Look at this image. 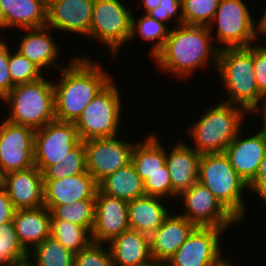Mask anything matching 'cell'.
Returning a JSON list of instances; mask_svg holds the SVG:
<instances>
[{
  "instance_id": "obj_24",
  "label": "cell",
  "mask_w": 266,
  "mask_h": 266,
  "mask_svg": "<svg viewBox=\"0 0 266 266\" xmlns=\"http://www.w3.org/2000/svg\"><path fill=\"white\" fill-rule=\"evenodd\" d=\"M109 247L114 266H142L153 261L150 252V236L127 229L113 238Z\"/></svg>"
},
{
  "instance_id": "obj_2",
  "label": "cell",
  "mask_w": 266,
  "mask_h": 266,
  "mask_svg": "<svg viewBox=\"0 0 266 266\" xmlns=\"http://www.w3.org/2000/svg\"><path fill=\"white\" fill-rule=\"evenodd\" d=\"M59 70L60 79L53 81L56 120L76 122L83 110L113 79L101 63L90 57L71 58Z\"/></svg>"
},
{
  "instance_id": "obj_9",
  "label": "cell",
  "mask_w": 266,
  "mask_h": 266,
  "mask_svg": "<svg viewBox=\"0 0 266 266\" xmlns=\"http://www.w3.org/2000/svg\"><path fill=\"white\" fill-rule=\"evenodd\" d=\"M243 0H220L208 28L211 34L216 27L215 42L219 49L248 47L254 45V19ZM216 25V26H215ZM225 45V46H224Z\"/></svg>"
},
{
  "instance_id": "obj_25",
  "label": "cell",
  "mask_w": 266,
  "mask_h": 266,
  "mask_svg": "<svg viewBox=\"0 0 266 266\" xmlns=\"http://www.w3.org/2000/svg\"><path fill=\"white\" fill-rule=\"evenodd\" d=\"M163 200L145 195L128 201L129 228L151 236L171 213Z\"/></svg>"
},
{
  "instance_id": "obj_40",
  "label": "cell",
  "mask_w": 266,
  "mask_h": 266,
  "mask_svg": "<svg viewBox=\"0 0 266 266\" xmlns=\"http://www.w3.org/2000/svg\"><path fill=\"white\" fill-rule=\"evenodd\" d=\"M9 44L0 39V97L3 99L15 86L11 81L9 73Z\"/></svg>"
},
{
  "instance_id": "obj_33",
  "label": "cell",
  "mask_w": 266,
  "mask_h": 266,
  "mask_svg": "<svg viewBox=\"0 0 266 266\" xmlns=\"http://www.w3.org/2000/svg\"><path fill=\"white\" fill-rule=\"evenodd\" d=\"M87 171L86 152L84 143L81 141L62 163L47 167L43 172L44 181H52L65 177L81 174Z\"/></svg>"
},
{
  "instance_id": "obj_13",
  "label": "cell",
  "mask_w": 266,
  "mask_h": 266,
  "mask_svg": "<svg viewBox=\"0 0 266 266\" xmlns=\"http://www.w3.org/2000/svg\"><path fill=\"white\" fill-rule=\"evenodd\" d=\"M35 130L8 120L0 123L1 176L35 166Z\"/></svg>"
},
{
  "instance_id": "obj_23",
  "label": "cell",
  "mask_w": 266,
  "mask_h": 266,
  "mask_svg": "<svg viewBox=\"0 0 266 266\" xmlns=\"http://www.w3.org/2000/svg\"><path fill=\"white\" fill-rule=\"evenodd\" d=\"M13 224L20 244L29 253L50 236L51 212L46 206L16 209Z\"/></svg>"
},
{
  "instance_id": "obj_5",
  "label": "cell",
  "mask_w": 266,
  "mask_h": 266,
  "mask_svg": "<svg viewBox=\"0 0 266 266\" xmlns=\"http://www.w3.org/2000/svg\"><path fill=\"white\" fill-rule=\"evenodd\" d=\"M51 80V81H50ZM41 79L15 85L2 99L9 110L6 120L32 130L56 120L53 80Z\"/></svg>"
},
{
  "instance_id": "obj_50",
  "label": "cell",
  "mask_w": 266,
  "mask_h": 266,
  "mask_svg": "<svg viewBox=\"0 0 266 266\" xmlns=\"http://www.w3.org/2000/svg\"><path fill=\"white\" fill-rule=\"evenodd\" d=\"M259 110H266V95L264 96L263 103Z\"/></svg>"
},
{
  "instance_id": "obj_7",
  "label": "cell",
  "mask_w": 266,
  "mask_h": 266,
  "mask_svg": "<svg viewBox=\"0 0 266 266\" xmlns=\"http://www.w3.org/2000/svg\"><path fill=\"white\" fill-rule=\"evenodd\" d=\"M113 80L96 95L75 122L81 141L118 136L124 105L120 98L122 94Z\"/></svg>"
},
{
  "instance_id": "obj_18",
  "label": "cell",
  "mask_w": 266,
  "mask_h": 266,
  "mask_svg": "<svg viewBox=\"0 0 266 266\" xmlns=\"http://www.w3.org/2000/svg\"><path fill=\"white\" fill-rule=\"evenodd\" d=\"M2 187L16 209L44 206L43 174L36 166L3 175Z\"/></svg>"
},
{
  "instance_id": "obj_41",
  "label": "cell",
  "mask_w": 266,
  "mask_h": 266,
  "mask_svg": "<svg viewBox=\"0 0 266 266\" xmlns=\"http://www.w3.org/2000/svg\"><path fill=\"white\" fill-rule=\"evenodd\" d=\"M254 74L259 91L266 95V45H253Z\"/></svg>"
},
{
  "instance_id": "obj_38",
  "label": "cell",
  "mask_w": 266,
  "mask_h": 266,
  "mask_svg": "<svg viewBox=\"0 0 266 266\" xmlns=\"http://www.w3.org/2000/svg\"><path fill=\"white\" fill-rule=\"evenodd\" d=\"M145 194L161 197L166 201L172 199V186L169 171H157L143 181ZM167 197V200H166Z\"/></svg>"
},
{
  "instance_id": "obj_49",
  "label": "cell",
  "mask_w": 266,
  "mask_h": 266,
  "mask_svg": "<svg viewBox=\"0 0 266 266\" xmlns=\"http://www.w3.org/2000/svg\"><path fill=\"white\" fill-rule=\"evenodd\" d=\"M142 266H165V264L160 263V262H156V261H152L151 263L145 264V265H142Z\"/></svg>"
},
{
  "instance_id": "obj_48",
  "label": "cell",
  "mask_w": 266,
  "mask_h": 266,
  "mask_svg": "<svg viewBox=\"0 0 266 266\" xmlns=\"http://www.w3.org/2000/svg\"><path fill=\"white\" fill-rule=\"evenodd\" d=\"M9 266H34L28 259L19 263L11 264Z\"/></svg>"
},
{
  "instance_id": "obj_4",
  "label": "cell",
  "mask_w": 266,
  "mask_h": 266,
  "mask_svg": "<svg viewBox=\"0 0 266 266\" xmlns=\"http://www.w3.org/2000/svg\"><path fill=\"white\" fill-rule=\"evenodd\" d=\"M213 106L187 130L195 144L192 148L200 155L224 153L243 129L244 118L249 115L246 109L229 103L219 102Z\"/></svg>"
},
{
  "instance_id": "obj_36",
  "label": "cell",
  "mask_w": 266,
  "mask_h": 266,
  "mask_svg": "<svg viewBox=\"0 0 266 266\" xmlns=\"http://www.w3.org/2000/svg\"><path fill=\"white\" fill-rule=\"evenodd\" d=\"M9 53V73L14 85L32 82L41 79L43 71L27 57L18 51Z\"/></svg>"
},
{
  "instance_id": "obj_17",
  "label": "cell",
  "mask_w": 266,
  "mask_h": 266,
  "mask_svg": "<svg viewBox=\"0 0 266 266\" xmlns=\"http://www.w3.org/2000/svg\"><path fill=\"white\" fill-rule=\"evenodd\" d=\"M127 207L128 201L108 196L97 190L92 241L107 244L129 229Z\"/></svg>"
},
{
  "instance_id": "obj_21",
  "label": "cell",
  "mask_w": 266,
  "mask_h": 266,
  "mask_svg": "<svg viewBox=\"0 0 266 266\" xmlns=\"http://www.w3.org/2000/svg\"><path fill=\"white\" fill-rule=\"evenodd\" d=\"M98 182L86 171L62 179L44 181V205H65L95 199Z\"/></svg>"
},
{
  "instance_id": "obj_26",
  "label": "cell",
  "mask_w": 266,
  "mask_h": 266,
  "mask_svg": "<svg viewBox=\"0 0 266 266\" xmlns=\"http://www.w3.org/2000/svg\"><path fill=\"white\" fill-rule=\"evenodd\" d=\"M6 29L40 28L47 24V0H0Z\"/></svg>"
},
{
  "instance_id": "obj_44",
  "label": "cell",
  "mask_w": 266,
  "mask_h": 266,
  "mask_svg": "<svg viewBox=\"0 0 266 266\" xmlns=\"http://www.w3.org/2000/svg\"><path fill=\"white\" fill-rule=\"evenodd\" d=\"M259 21H254V36L255 42L259 40V35H266V9Z\"/></svg>"
},
{
  "instance_id": "obj_15",
  "label": "cell",
  "mask_w": 266,
  "mask_h": 266,
  "mask_svg": "<svg viewBox=\"0 0 266 266\" xmlns=\"http://www.w3.org/2000/svg\"><path fill=\"white\" fill-rule=\"evenodd\" d=\"M95 0H47V24L54 31L88 36Z\"/></svg>"
},
{
  "instance_id": "obj_34",
  "label": "cell",
  "mask_w": 266,
  "mask_h": 266,
  "mask_svg": "<svg viewBox=\"0 0 266 266\" xmlns=\"http://www.w3.org/2000/svg\"><path fill=\"white\" fill-rule=\"evenodd\" d=\"M28 259L20 244L13 222L0 224V266H9Z\"/></svg>"
},
{
  "instance_id": "obj_27",
  "label": "cell",
  "mask_w": 266,
  "mask_h": 266,
  "mask_svg": "<svg viewBox=\"0 0 266 266\" xmlns=\"http://www.w3.org/2000/svg\"><path fill=\"white\" fill-rule=\"evenodd\" d=\"M157 134H150L144 141H136L132 151L131 163L141 180L157 171H168L166 166V147L161 144Z\"/></svg>"
},
{
  "instance_id": "obj_12",
  "label": "cell",
  "mask_w": 266,
  "mask_h": 266,
  "mask_svg": "<svg viewBox=\"0 0 266 266\" xmlns=\"http://www.w3.org/2000/svg\"><path fill=\"white\" fill-rule=\"evenodd\" d=\"M180 197L184 210L179 214L197 227L229 228L240 223L199 181L183 191Z\"/></svg>"
},
{
  "instance_id": "obj_28",
  "label": "cell",
  "mask_w": 266,
  "mask_h": 266,
  "mask_svg": "<svg viewBox=\"0 0 266 266\" xmlns=\"http://www.w3.org/2000/svg\"><path fill=\"white\" fill-rule=\"evenodd\" d=\"M98 190L108 196L126 201L146 195L143 181L132 163L101 179L98 182Z\"/></svg>"
},
{
  "instance_id": "obj_43",
  "label": "cell",
  "mask_w": 266,
  "mask_h": 266,
  "mask_svg": "<svg viewBox=\"0 0 266 266\" xmlns=\"http://www.w3.org/2000/svg\"><path fill=\"white\" fill-rule=\"evenodd\" d=\"M16 208L13 206L7 191L0 187V224L13 222Z\"/></svg>"
},
{
  "instance_id": "obj_47",
  "label": "cell",
  "mask_w": 266,
  "mask_h": 266,
  "mask_svg": "<svg viewBox=\"0 0 266 266\" xmlns=\"http://www.w3.org/2000/svg\"><path fill=\"white\" fill-rule=\"evenodd\" d=\"M256 113L261 114V118L263 120V128L266 130V110H258Z\"/></svg>"
},
{
  "instance_id": "obj_22",
  "label": "cell",
  "mask_w": 266,
  "mask_h": 266,
  "mask_svg": "<svg viewBox=\"0 0 266 266\" xmlns=\"http://www.w3.org/2000/svg\"><path fill=\"white\" fill-rule=\"evenodd\" d=\"M23 30L27 33L20 37V45L16 51L36 64L44 73L51 68L59 71L62 68V65L56 62L60 57L59 44H56L51 36L50 30H53L48 26Z\"/></svg>"
},
{
  "instance_id": "obj_52",
  "label": "cell",
  "mask_w": 266,
  "mask_h": 266,
  "mask_svg": "<svg viewBox=\"0 0 266 266\" xmlns=\"http://www.w3.org/2000/svg\"><path fill=\"white\" fill-rule=\"evenodd\" d=\"M2 186V176L0 174V187Z\"/></svg>"
},
{
  "instance_id": "obj_20",
  "label": "cell",
  "mask_w": 266,
  "mask_h": 266,
  "mask_svg": "<svg viewBox=\"0 0 266 266\" xmlns=\"http://www.w3.org/2000/svg\"><path fill=\"white\" fill-rule=\"evenodd\" d=\"M169 151L166 150V166L170 173L172 198L176 199L198 182L201 155L182 140Z\"/></svg>"
},
{
  "instance_id": "obj_19",
  "label": "cell",
  "mask_w": 266,
  "mask_h": 266,
  "mask_svg": "<svg viewBox=\"0 0 266 266\" xmlns=\"http://www.w3.org/2000/svg\"><path fill=\"white\" fill-rule=\"evenodd\" d=\"M177 213L171 212L150 236V252L153 261L166 264L197 228L195 224L181 216L179 212Z\"/></svg>"
},
{
  "instance_id": "obj_35",
  "label": "cell",
  "mask_w": 266,
  "mask_h": 266,
  "mask_svg": "<svg viewBox=\"0 0 266 266\" xmlns=\"http://www.w3.org/2000/svg\"><path fill=\"white\" fill-rule=\"evenodd\" d=\"M220 0H181L184 25L209 26Z\"/></svg>"
},
{
  "instance_id": "obj_39",
  "label": "cell",
  "mask_w": 266,
  "mask_h": 266,
  "mask_svg": "<svg viewBox=\"0 0 266 266\" xmlns=\"http://www.w3.org/2000/svg\"><path fill=\"white\" fill-rule=\"evenodd\" d=\"M150 17L165 24L175 20L174 24L182 25L181 0H161L159 6L147 13ZM167 22V23H166Z\"/></svg>"
},
{
  "instance_id": "obj_51",
  "label": "cell",
  "mask_w": 266,
  "mask_h": 266,
  "mask_svg": "<svg viewBox=\"0 0 266 266\" xmlns=\"http://www.w3.org/2000/svg\"><path fill=\"white\" fill-rule=\"evenodd\" d=\"M224 266H237V265H234L232 262L228 261Z\"/></svg>"
},
{
  "instance_id": "obj_37",
  "label": "cell",
  "mask_w": 266,
  "mask_h": 266,
  "mask_svg": "<svg viewBox=\"0 0 266 266\" xmlns=\"http://www.w3.org/2000/svg\"><path fill=\"white\" fill-rule=\"evenodd\" d=\"M104 245L107 246L106 243L92 241L75 254L74 266H114L110 249Z\"/></svg>"
},
{
  "instance_id": "obj_3",
  "label": "cell",
  "mask_w": 266,
  "mask_h": 266,
  "mask_svg": "<svg viewBox=\"0 0 266 266\" xmlns=\"http://www.w3.org/2000/svg\"><path fill=\"white\" fill-rule=\"evenodd\" d=\"M216 71L228 95L223 102L240 106L250 115L260 109L264 95L259 91L255 79L253 45L221 49Z\"/></svg>"
},
{
  "instance_id": "obj_10",
  "label": "cell",
  "mask_w": 266,
  "mask_h": 266,
  "mask_svg": "<svg viewBox=\"0 0 266 266\" xmlns=\"http://www.w3.org/2000/svg\"><path fill=\"white\" fill-rule=\"evenodd\" d=\"M228 228L197 227L165 266H224L221 235Z\"/></svg>"
},
{
  "instance_id": "obj_11",
  "label": "cell",
  "mask_w": 266,
  "mask_h": 266,
  "mask_svg": "<svg viewBox=\"0 0 266 266\" xmlns=\"http://www.w3.org/2000/svg\"><path fill=\"white\" fill-rule=\"evenodd\" d=\"M80 142L74 122H49L35 130V166L43 172L49 166L62 163Z\"/></svg>"
},
{
  "instance_id": "obj_32",
  "label": "cell",
  "mask_w": 266,
  "mask_h": 266,
  "mask_svg": "<svg viewBox=\"0 0 266 266\" xmlns=\"http://www.w3.org/2000/svg\"><path fill=\"white\" fill-rule=\"evenodd\" d=\"M50 236L74 254L92 242L91 232L86 227L59 219H51Z\"/></svg>"
},
{
  "instance_id": "obj_46",
  "label": "cell",
  "mask_w": 266,
  "mask_h": 266,
  "mask_svg": "<svg viewBox=\"0 0 266 266\" xmlns=\"http://www.w3.org/2000/svg\"><path fill=\"white\" fill-rule=\"evenodd\" d=\"M6 29V21H5V15L3 13V9L0 5V30Z\"/></svg>"
},
{
  "instance_id": "obj_6",
  "label": "cell",
  "mask_w": 266,
  "mask_h": 266,
  "mask_svg": "<svg viewBox=\"0 0 266 266\" xmlns=\"http://www.w3.org/2000/svg\"><path fill=\"white\" fill-rule=\"evenodd\" d=\"M198 181L206 186L239 222L244 220L247 207L243 195L249 186L231 166L225 153L201 155Z\"/></svg>"
},
{
  "instance_id": "obj_8",
  "label": "cell",
  "mask_w": 266,
  "mask_h": 266,
  "mask_svg": "<svg viewBox=\"0 0 266 266\" xmlns=\"http://www.w3.org/2000/svg\"><path fill=\"white\" fill-rule=\"evenodd\" d=\"M132 8L120 0H95L89 37L106 45L112 56L129 42Z\"/></svg>"
},
{
  "instance_id": "obj_14",
  "label": "cell",
  "mask_w": 266,
  "mask_h": 266,
  "mask_svg": "<svg viewBox=\"0 0 266 266\" xmlns=\"http://www.w3.org/2000/svg\"><path fill=\"white\" fill-rule=\"evenodd\" d=\"M119 138V139H118ZM86 152L87 172L99 182L131 163L135 142H126L120 137H102L83 141Z\"/></svg>"
},
{
  "instance_id": "obj_16",
  "label": "cell",
  "mask_w": 266,
  "mask_h": 266,
  "mask_svg": "<svg viewBox=\"0 0 266 266\" xmlns=\"http://www.w3.org/2000/svg\"><path fill=\"white\" fill-rule=\"evenodd\" d=\"M242 133L241 130L227 146L224 153L228 157L231 166L249 185L258 173L266 150V130L262 127L249 137L245 134V137H243Z\"/></svg>"
},
{
  "instance_id": "obj_1",
  "label": "cell",
  "mask_w": 266,
  "mask_h": 266,
  "mask_svg": "<svg viewBox=\"0 0 266 266\" xmlns=\"http://www.w3.org/2000/svg\"><path fill=\"white\" fill-rule=\"evenodd\" d=\"M214 34L208 26L176 25L160 51L153 57L158 68L178 78H189L199 68L212 64L217 69L219 45H213Z\"/></svg>"
},
{
  "instance_id": "obj_45",
  "label": "cell",
  "mask_w": 266,
  "mask_h": 266,
  "mask_svg": "<svg viewBox=\"0 0 266 266\" xmlns=\"http://www.w3.org/2000/svg\"><path fill=\"white\" fill-rule=\"evenodd\" d=\"M142 2V4H139L138 7H143V9L145 10V14H147L148 12H150L151 10L157 8L159 6V3L161 0H140Z\"/></svg>"
},
{
  "instance_id": "obj_31",
  "label": "cell",
  "mask_w": 266,
  "mask_h": 266,
  "mask_svg": "<svg viewBox=\"0 0 266 266\" xmlns=\"http://www.w3.org/2000/svg\"><path fill=\"white\" fill-rule=\"evenodd\" d=\"M51 212V219L65 220L86 227L92 232L95 223V199H86L65 205H44Z\"/></svg>"
},
{
  "instance_id": "obj_29",
  "label": "cell",
  "mask_w": 266,
  "mask_h": 266,
  "mask_svg": "<svg viewBox=\"0 0 266 266\" xmlns=\"http://www.w3.org/2000/svg\"><path fill=\"white\" fill-rule=\"evenodd\" d=\"M75 254L49 236L28 253L34 266H74Z\"/></svg>"
},
{
  "instance_id": "obj_42",
  "label": "cell",
  "mask_w": 266,
  "mask_h": 266,
  "mask_svg": "<svg viewBox=\"0 0 266 266\" xmlns=\"http://www.w3.org/2000/svg\"><path fill=\"white\" fill-rule=\"evenodd\" d=\"M248 186L250 193L251 191L255 192L266 204V150L261 160L258 173Z\"/></svg>"
},
{
  "instance_id": "obj_30",
  "label": "cell",
  "mask_w": 266,
  "mask_h": 266,
  "mask_svg": "<svg viewBox=\"0 0 266 266\" xmlns=\"http://www.w3.org/2000/svg\"><path fill=\"white\" fill-rule=\"evenodd\" d=\"M135 19L132 14L131 17V35L129 42L134 40L136 36L143 38V42H152L150 50L151 58H153L164 45L165 40L169 35L170 28L165 25V23L158 21L148 14H143L139 17V20Z\"/></svg>"
}]
</instances>
